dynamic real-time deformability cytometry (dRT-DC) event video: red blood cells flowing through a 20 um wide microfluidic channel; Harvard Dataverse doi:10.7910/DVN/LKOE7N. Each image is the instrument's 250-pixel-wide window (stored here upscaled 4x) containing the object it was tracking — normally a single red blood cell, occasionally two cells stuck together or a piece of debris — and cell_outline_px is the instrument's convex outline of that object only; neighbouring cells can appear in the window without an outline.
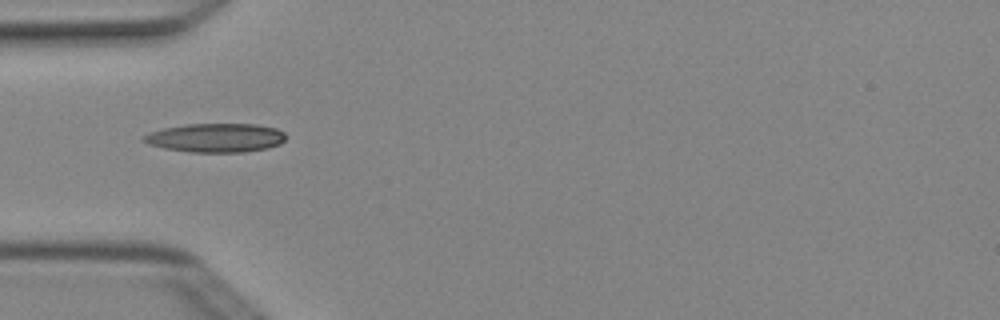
{"species": "Egyptian fruit bat (a non-hibernating species)", "species_latin": "Rousettus aegyptiacus", "temperature_condition": "cold", "stored_images_in_passage": 6, "camera_frame_rate_fps": 3000, "um_per_image_px": 0.085, "animal": {"sex": "female"}, "frame": {"image": 1, "passage_image": 5, "time_ms": 1.333, "image_size_px": [1000, 320], "cell_outline_px": [[288, 136], [280, 144], [268, 148], [244, 152], [188, 152], [164, 148], [148, 144], [140, 140], [140, 136], [164, 128], [188, 124], [256, 124], [276, 128], [284, 132]], "centroid_in_image_um": [18.34, 11.71], "position_along_channel_um": 66.7, "area_um2": 24.1}}
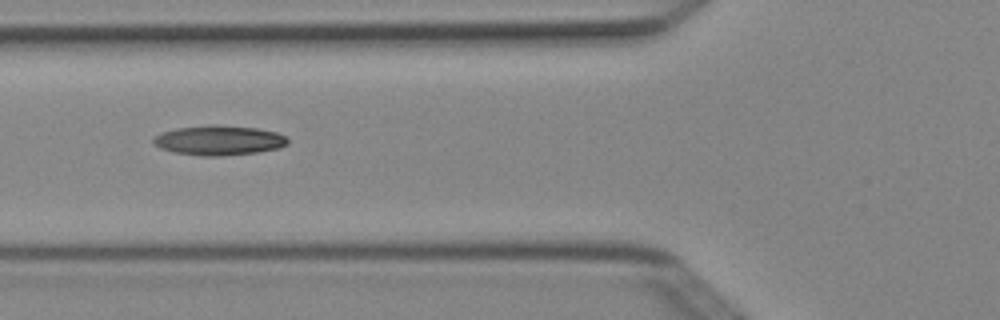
{"frame": {"image": 2, "passage_image": 6, "time_ms": 1.667, "image_size_px": [1000, 320], "cell_outline_px": [[288, 144], [276, 148], [256, 152], [220, 156], [200, 156], [176, 152], [160, 148], [152, 140], [160, 132], [176, 128], [212, 124], [256, 128], [276, 132], [284, 136], [288, 140]], "centroid_in_image_um": [18.58, 11.92], "position_along_channel_um": 107.2, "area_um2": 23.06}}